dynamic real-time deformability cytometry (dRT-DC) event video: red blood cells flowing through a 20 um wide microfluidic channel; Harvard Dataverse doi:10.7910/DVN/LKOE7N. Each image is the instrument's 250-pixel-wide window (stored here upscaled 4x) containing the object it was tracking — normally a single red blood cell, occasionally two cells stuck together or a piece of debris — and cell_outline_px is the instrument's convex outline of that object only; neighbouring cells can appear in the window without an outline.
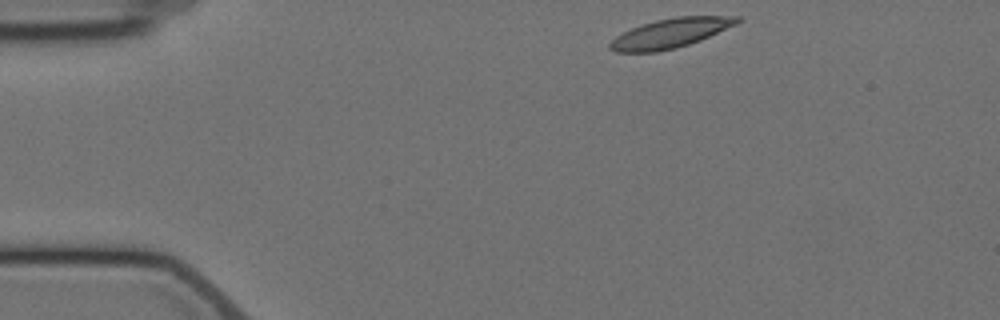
{"species": "Egyptian fruit bat (a non-hibernating species)", "species_latin": "Rousettus aegyptiacus", "temperature_condition": "cold", "stored_images_in_passage": 3, "camera_frame_rate_fps": 3000, "um_per_image_px": 0.085, "animal": {"sex": "female"}, "frame": {"image": 1, "passage_image": 1, "time_ms": 0.0, "image_size_px": [1000, 320], "cell_outline_px": [[740, 20], [736, 24], [700, 40], [676, 48], [656, 52], [616, 52], [608, 48], [608, 44], [616, 36], [632, 28], [656, 20], [676, 16], [740, 16]], "centroid_in_image_um": [56.96, 2.82], "position_along_channel_um": 28.0, "area_um2": 21.56}}